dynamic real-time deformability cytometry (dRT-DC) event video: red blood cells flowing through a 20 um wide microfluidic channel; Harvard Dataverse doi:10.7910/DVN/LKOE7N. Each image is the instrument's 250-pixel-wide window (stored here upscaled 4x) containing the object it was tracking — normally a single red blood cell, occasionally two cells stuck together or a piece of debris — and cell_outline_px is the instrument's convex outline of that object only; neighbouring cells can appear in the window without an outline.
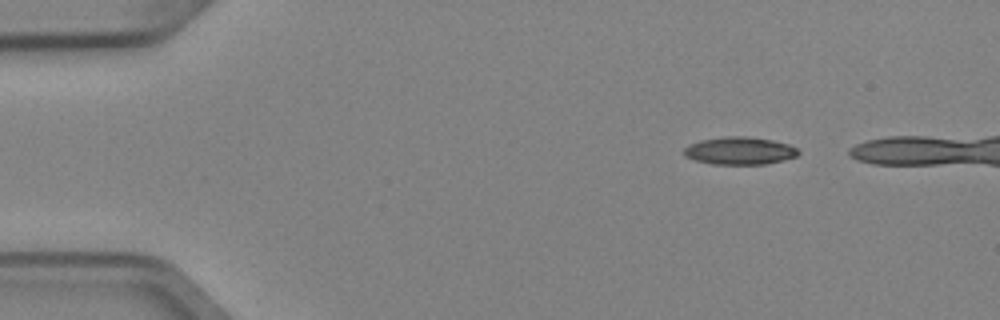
{"species": "Egyptian fruit bat (a non-hibernating species)", "species_latin": "Rousettus aegyptiacus", "temperature_condition": "cold", "stored_images_in_passage": 5, "camera_frame_rate_fps": 3000, "um_per_image_px": 0.085, "animal": {"sex": "female"}, "frame": {"image": 1, "passage_image": 1, "time_ms": 0.0, "image_size_px": [1000, 320], "cell_outline_px": [[800, 152], [796, 156], [764, 164], [712, 164], [696, 160], [684, 156], [684, 148], [688, 144], [700, 140], [728, 136], [744, 136], [772, 140], [788, 144], [796, 148]], "centroid_in_image_um": [62.83, 12.81], "position_along_channel_um": 22.2, "area_um2": 18.21}}